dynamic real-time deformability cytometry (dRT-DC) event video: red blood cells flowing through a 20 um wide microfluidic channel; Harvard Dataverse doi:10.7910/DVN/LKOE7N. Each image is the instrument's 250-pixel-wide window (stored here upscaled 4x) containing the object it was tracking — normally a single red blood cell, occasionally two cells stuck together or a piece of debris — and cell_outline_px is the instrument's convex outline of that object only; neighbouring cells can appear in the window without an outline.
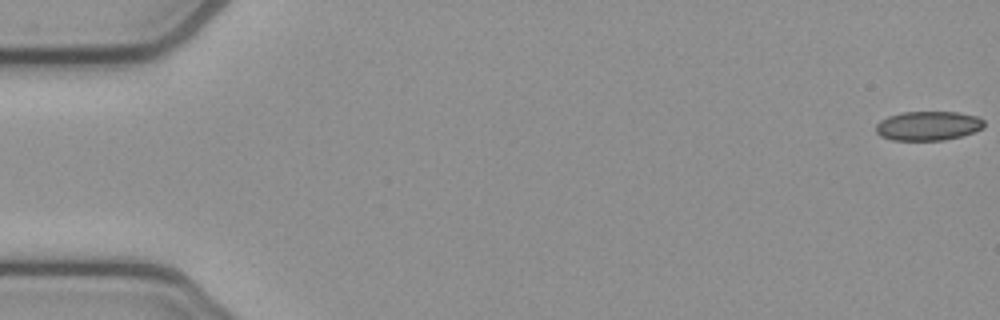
{"species": "common noctule bat (a hibernating species)", "species_latin": "Nyctalus noctula", "temperature_condition": "cold", "stored_images_in_passage": 53, "camera_frame_rate_fps": 3000, "um_per_image_px": 0.085, "animal": {"sex": "female", "body_mass_g": 21.9}, "frame": {"image": 1, "passage_image": 1, "time_ms": 0.0, "image_size_px": [1000, 320], "cell_outline_px": [[984, 128], [960, 136], [944, 140], [892, 140], [880, 136], [876, 132], [876, 124], [880, 120], [888, 116], [904, 112], [960, 112], [976, 116], [984, 120]], "centroid_in_image_um": [78.88, 10.69], "position_along_channel_um": 6.1, "area_um2": 18.44}}
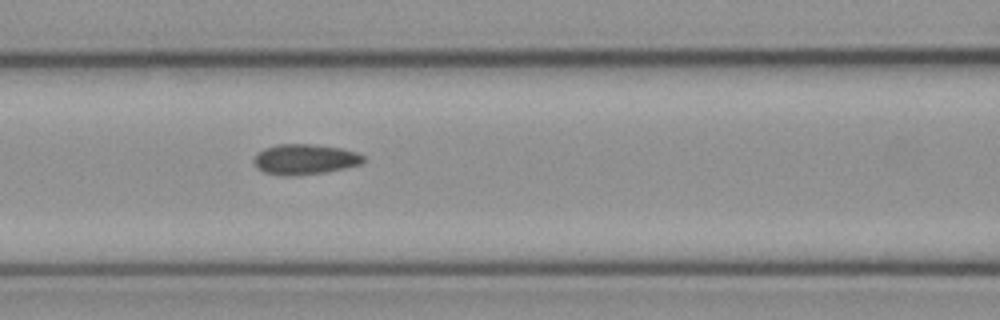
{"frame": {"image": 2, "passage_image": 23, "time_ms": 7.333, "image_size_px": [1000, 320], "cell_outline_px": [[364, 160], [360, 164], [344, 168], [324, 172], [296, 176], [280, 176], [264, 172], [256, 168], [252, 160], [264, 148], [276, 144], [312, 144], [344, 148], [356, 152], [364, 156]], "centroid_in_image_um": [25.88, 13.54], "position_along_channel_um": 140.7, "area_um2": 19.54}}
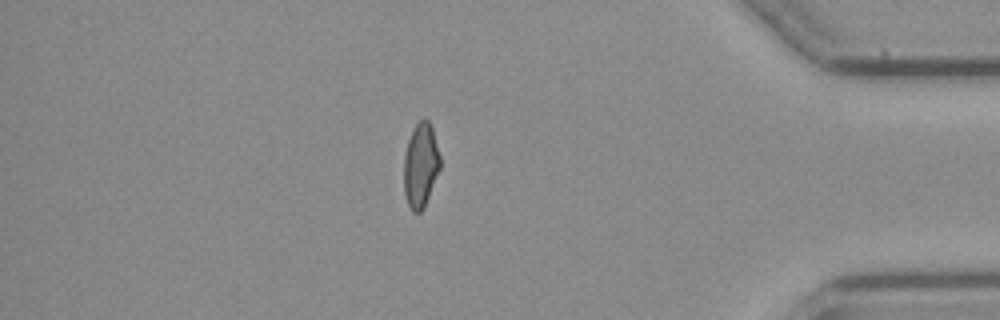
{"frame": {"image": 3, "passage_image": 46, "time_ms": 15.0, "image_size_px": [1000, 320], "cell_outline_px": [[440, 168], [424, 208], [420, 212], [412, 212], [408, 204], [404, 192], [404, 156], [408, 140], [412, 128], [424, 116], [432, 124], [440, 156]], "centroid_in_image_um": [35.76, 14.0], "position_along_channel_um": 399.4, "area_um2": 18.03}, "authors_computed_cell_mechanics": {"area_um2": 18.785, "velocity_mm_per_s": 3.8872, "shape_relaxation_time_tau1_ms": null, "shape_relaxation_time_tau2_ms": 2.6388, "deformation_change_tau1": null, "deformation_change_tau2": 0.0726}}